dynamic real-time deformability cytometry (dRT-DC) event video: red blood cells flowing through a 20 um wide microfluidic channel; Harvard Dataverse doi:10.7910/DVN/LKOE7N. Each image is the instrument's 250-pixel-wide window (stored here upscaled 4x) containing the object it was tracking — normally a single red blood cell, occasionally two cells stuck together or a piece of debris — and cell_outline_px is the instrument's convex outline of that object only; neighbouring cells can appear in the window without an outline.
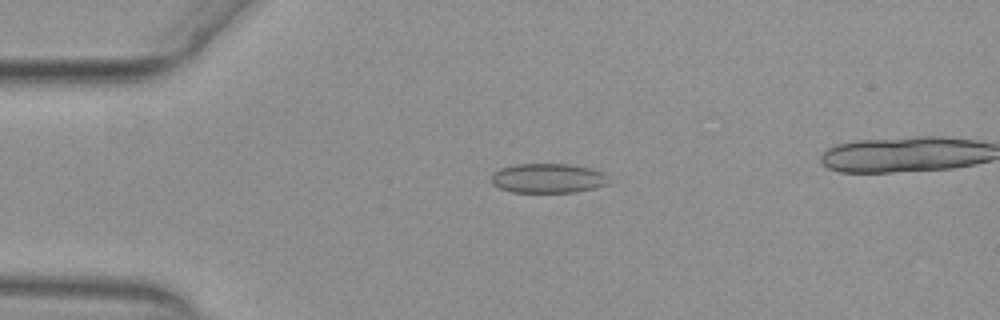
{"species": "common noctule bat (a hibernating species)", "species_latin": "Nyctalus noctula", "temperature_condition": "warm", "stored_images_in_passage": 29, "camera_frame_rate_fps": 3000, "um_per_image_px": 0.085, "animal": {"sex": "female", "body_mass_g": 29.2, "forearm_length_mm": 56.3}, "frame": {"image": 1, "passage_image": 12, "time_ms": 3.667, "image_size_px": [1000, 320], "cell_outline_px": [[608, 184], [596, 188], [576, 192], [512, 192], [500, 188], [492, 184], [492, 172], [500, 168], [516, 164], [572, 164], [592, 168], [604, 172], [608, 176]], "centroid_in_image_um": [46.61, 15.14], "position_along_channel_um": 38.4, "area_um2": 20.46}}
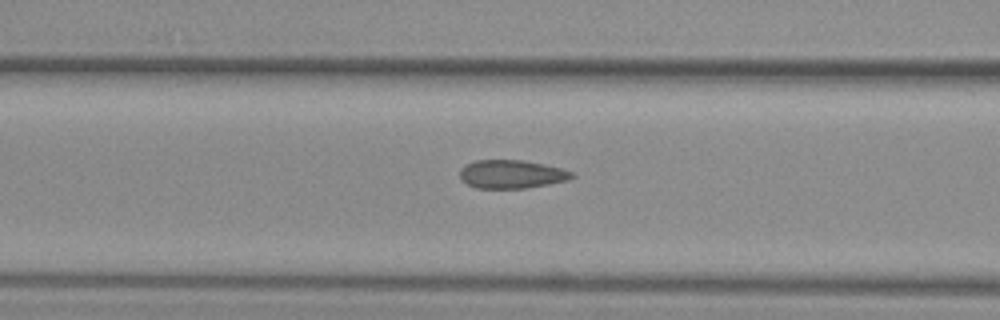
{"frame": {"image": 2, "passage_image": 21, "time_ms": 6.667, "image_size_px": [1000, 320], "cell_outline_px": [[576, 176], [568, 180], [528, 188], [476, 188], [460, 180], [460, 168], [476, 160], [524, 160], [544, 164], [576, 172]], "centroid_in_image_um": [43.51, 14.8], "position_along_channel_um": 123.1, "area_um2": 18.67}}
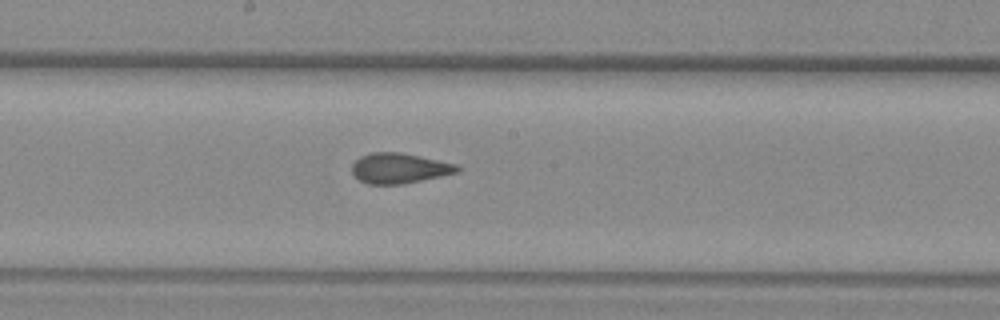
{"frame": {"image": 3, "passage_image": 28, "time_ms": 9.0, "image_size_px": [1000, 320], "cell_outline_px": [[460, 172], [400, 184], [368, 184], [360, 180], [352, 172], [352, 164], [360, 156], [372, 152], [400, 152], [456, 164], [460, 168]], "centroid_in_image_um": [33.92, 14.29], "position_along_channel_um": 214.3, "area_um2": 18.32}}